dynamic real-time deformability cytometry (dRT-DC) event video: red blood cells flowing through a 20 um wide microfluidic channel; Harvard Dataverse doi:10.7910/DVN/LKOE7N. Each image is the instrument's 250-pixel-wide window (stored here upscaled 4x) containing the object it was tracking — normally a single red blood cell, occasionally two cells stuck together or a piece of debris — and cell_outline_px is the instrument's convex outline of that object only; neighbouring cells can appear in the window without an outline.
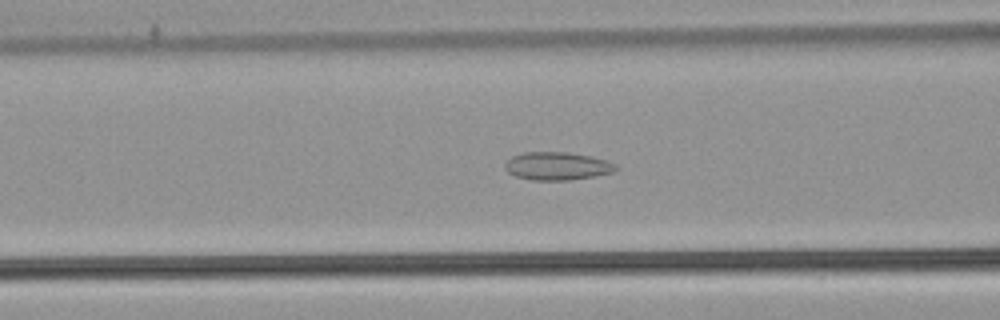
{"species": "common noctule bat (a hibernating species)", "species_latin": "Nyctalus noctula", "temperature_condition": "warm", "stored_images_in_passage": 54, "camera_frame_rate_fps": 3000, "um_per_image_px": 0.085, "animal": {"sex": "male", "body_mass_g": 21.5, "forearm_length_mm": 52.0}, "frame": {"image": 1, "passage_image": 22, "time_ms": 7.0, "image_size_px": [1000, 320], "cell_outline_px": [[620, 168], [612, 172], [572, 180], [532, 180], [516, 176], [508, 172], [504, 168], [504, 164], [512, 156], [524, 152], [568, 152], [592, 156], [608, 160], [616, 164]], "centroid_in_image_um": [47.38, 14.11], "position_along_channel_um": 119.2, "area_um2": 18.21}}
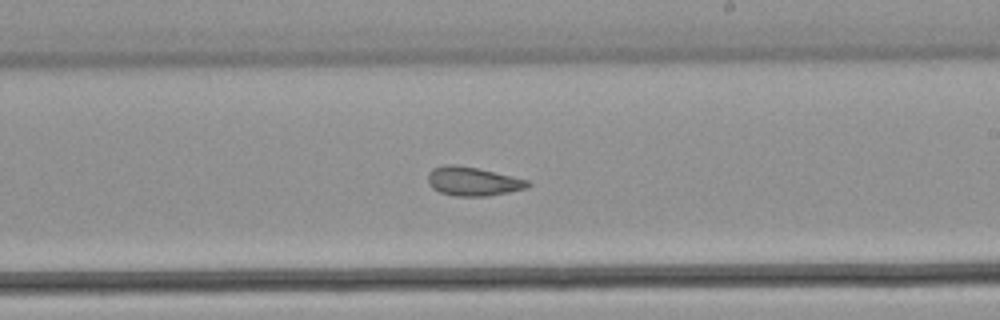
{"frame": {"image": 2, "passage_image": 32, "time_ms": 10.333, "image_size_px": [1000, 320], "cell_outline_px": [[532, 184], [528, 188], [488, 196], [456, 196], [440, 192], [432, 188], [428, 184], [428, 172], [432, 168], [444, 164], [456, 164], [476, 168], [512, 176], [528, 180]], "centroid_in_image_um": [40.18, 15.41], "position_along_channel_um": 248.8, "area_um2": 16.88}}
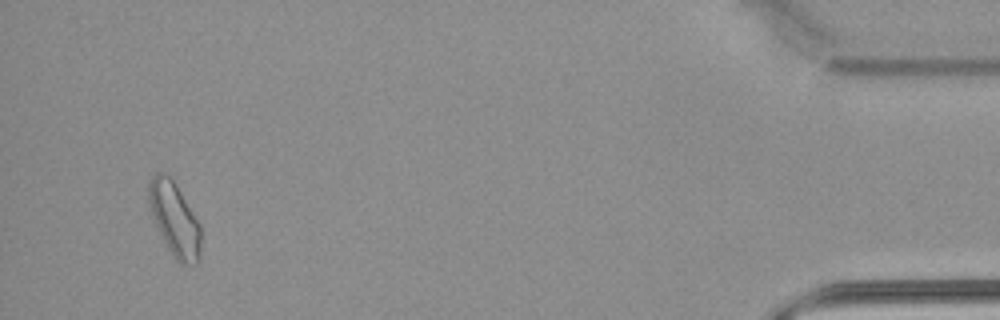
{"frame": {"image": 3, "passage_image": 51, "time_ms": 16.667, "image_size_px": [1000, 320], "cell_outline_px": [[200, 260], [196, 264], [180, 264], [176, 260], [168, 248], [148, 208], [148, 184], [152, 176], [156, 172], [160, 172], [168, 176], [172, 180], [180, 192], [200, 224]], "centroid_in_image_um": [14.82, 18.65], "position_along_channel_um": 420.4, "area_um2": 22.08}}